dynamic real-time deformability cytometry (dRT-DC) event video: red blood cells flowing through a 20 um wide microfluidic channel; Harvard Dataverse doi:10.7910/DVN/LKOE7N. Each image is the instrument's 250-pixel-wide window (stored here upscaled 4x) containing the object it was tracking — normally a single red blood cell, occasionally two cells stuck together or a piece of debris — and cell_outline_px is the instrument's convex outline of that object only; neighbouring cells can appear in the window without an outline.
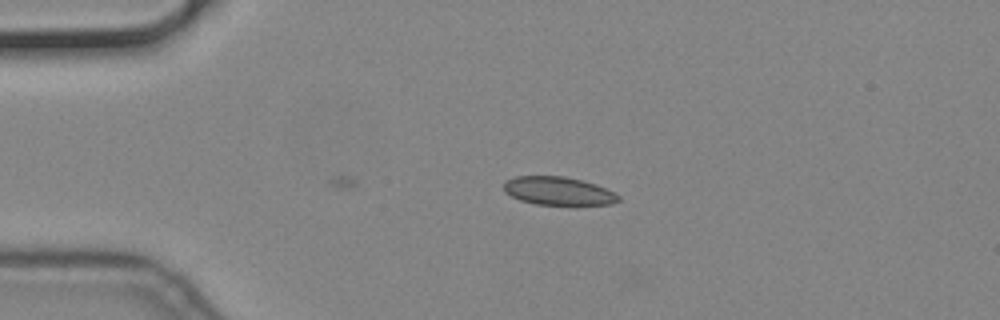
{"species": "common noctule bat (a hibernating species)", "species_latin": "Nyctalus noctula", "temperature_condition": "cold", "stored_images_in_passage": 5, "camera_frame_rate_fps": 3000, "um_per_image_px": 0.085, "animal": {"sex": "male", "body_mass_g": 19.2, "forearm_length_mm": 51.8}, "frame": {"image": 1, "passage_image": 5, "time_ms": 1.333, "image_size_px": [1000, 320], "cell_outline_px": [[620, 200], [612, 204], [576, 208], [536, 204], [520, 200], [504, 192], [504, 180], [516, 176], [564, 176], [584, 180], [596, 184], [620, 196]], "centroid_in_image_um": [47.5, 16.28], "position_along_channel_um": 37.5, "area_um2": 19.88}}